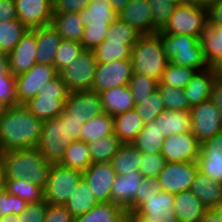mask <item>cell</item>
I'll use <instances>...</instances> for the list:
<instances>
[{"instance_id": "26", "label": "cell", "mask_w": 222, "mask_h": 222, "mask_svg": "<svg viewBox=\"0 0 222 222\" xmlns=\"http://www.w3.org/2000/svg\"><path fill=\"white\" fill-rule=\"evenodd\" d=\"M207 208L189 190L174 195L173 212L179 222H199Z\"/></svg>"}, {"instance_id": "8", "label": "cell", "mask_w": 222, "mask_h": 222, "mask_svg": "<svg viewBox=\"0 0 222 222\" xmlns=\"http://www.w3.org/2000/svg\"><path fill=\"white\" fill-rule=\"evenodd\" d=\"M97 61L92 50H83L59 75L69 92L92 91Z\"/></svg>"}, {"instance_id": "55", "label": "cell", "mask_w": 222, "mask_h": 222, "mask_svg": "<svg viewBox=\"0 0 222 222\" xmlns=\"http://www.w3.org/2000/svg\"><path fill=\"white\" fill-rule=\"evenodd\" d=\"M47 207L45 199L36 203H27L25 210L19 215V222H44Z\"/></svg>"}, {"instance_id": "35", "label": "cell", "mask_w": 222, "mask_h": 222, "mask_svg": "<svg viewBox=\"0 0 222 222\" xmlns=\"http://www.w3.org/2000/svg\"><path fill=\"white\" fill-rule=\"evenodd\" d=\"M52 25L56 28L62 40L81 42L84 25L78 13L53 14Z\"/></svg>"}, {"instance_id": "14", "label": "cell", "mask_w": 222, "mask_h": 222, "mask_svg": "<svg viewBox=\"0 0 222 222\" xmlns=\"http://www.w3.org/2000/svg\"><path fill=\"white\" fill-rule=\"evenodd\" d=\"M201 144L191 131L165 137L161 154L165 162L197 161Z\"/></svg>"}, {"instance_id": "9", "label": "cell", "mask_w": 222, "mask_h": 222, "mask_svg": "<svg viewBox=\"0 0 222 222\" xmlns=\"http://www.w3.org/2000/svg\"><path fill=\"white\" fill-rule=\"evenodd\" d=\"M206 26V8L178 4L167 24L158 34H182L199 37Z\"/></svg>"}, {"instance_id": "1", "label": "cell", "mask_w": 222, "mask_h": 222, "mask_svg": "<svg viewBox=\"0 0 222 222\" xmlns=\"http://www.w3.org/2000/svg\"><path fill=\"white\" fill-rule=\"evenodd\" d=\"M43 123L24 105L9 107L0 118V153L37 147Z\"/></svg>"}, {"instance_id": "30", "label": "cell", "mask_w": 222, "mask_h": 222, "mask_svg": "<svg viewBox=\"0 0 222 222\" xmlns=\"http://www.w3.org/2000/svg\"><path fill=\"white\" fill-rule=\"evenodd\" d=\"M155 121L164 137L191 131V113L187 110L165 109Z\"/></svg>"}, {"instance_id": "13", "label": "cell", "mask_w": 222, "mask_h": 222, "mask_svg": "<svg viewBox=\"0 0 222 222\" xmlns=\"http://www.w3.org/2000/svg\"><path fill=\"white\" fill-rule=\"evenodd\" d=\"M132 74L131 58L110 63H98L92 91L100 93L103 90L128 85Z\"/></svg>"}, {"instance_id": "52", "label": "cell", "mask_w": 222, "mask_h": 222, "mask_svg": "<svg viewBox=\"0 0 222 222\" xmlns=\"http://www.w3.org/2000/svg\"><path fill=\"white\" fill-rule=\"evenodd\" d=\"M0 102L8 107L18 106L16 78L13 74L0 73Z\"/></svg>"}, {"instance_id": "69", "label": "cell", "mask_w": 222, "mask_h": 222, "mask_svg": "<svg viewBox=\"0 0 222 222\" xmlns=\"http://www.w3.org/2000/svg\"><path fill=\"white\" fill-rule=\"evenodd\" d=\"M128 222H147V221H144L140 216H137L135 213H129Z\"/></svg>"}, {"instance_id": "6", "label": "cell", "mask_w": 222, "mask_h": 222, "mask_svg": "<svg viewBox=\"0 0 222 222\" xmlns=\"http://www.w3.org/2000/svg\"><path fill=\"white\" fill-rule=\"evenodd\" d=\"M73 141L69 135L68 118L62 113L56 118L44 121L37 149L50 164L60 163L65 148Z\"/></svg>"}, {"instance_id": "32", "label": "cell", "mask_w": 222, "mask_h": 222, "mask_svg": "<svg viewBox=\"0 0 222 222\" xmlns=\"http://www.w3.org/2000/svg\"><path fill=\"white\" fill-rule=\"evenodd\" d=\"M81 132L80 140L85 143L100 140L102 137L114 134V119L104 112L83 123Z\"/></svg>"}, {"instance_id": "43", "label": "cell", "mask_w": 222, "mask_h": 222, "mask_svg": "<svg viewBox=\"0 0 222 222\" xmlns=\"http://www.w3.org/2000/svg\"><path fill=\"white\" fill-rule=\"evenodd\" d=\"M197 71L193 68L175 65L169 61L158 85H170L174 88L184 89Z\"/></svg>"}, {"instance_id": "56", "label": "cell", "mask_w": 222, "mask_h": 222, "mask_svg": "<svg viewBox=\"0 0 222 222\" xmlns=\"http://www.w3.org/2000/svg\"><path fill=\"white\" fill-rule=\"evenodd\" d=\"M91 0H53V14L79 13Z\"/></svg>"}, {"instance_id": "45", "label": "cell", "mask_w": 222, "mask_h": 222, "mask_svg": "<svg viewBox=\"0 0 222 222\" xmlns=\"http://www.w3.org/2000/svg\"><path fill=\"white\" fill-rule=\"evenodd\" d=\"M143 34L117 17L109 26L105 40L125 41L133 47Z\"/></svg>"}, {"instance_id": "21", "label": "cell", "mask_w": 222, "mask_h": 222, "mask_svg": "<svg viewBox=\"0 0 222 222\" xmlns=\"http://www.w3.org/2000/svg\"><path fill=\"white\" fill-rule=\"evenodd\" d=\"M143 178L144 176L139 171L116 175L111 189V203L131 213V203L135 199Z\"/></svg>"}, {"instance_id": "68", "label": "cell", "mask_w": 222, "mask_h": 222, "mask_svg": "<svg viewBox=\"0 0 222 222\" xmlns=\"http://www.w3.org/2000/svg\"><path fill=\"white\" fill-rule=\"evenodd\" d=\"M0 222H19V215H6L0 217Z\"/></svg>"}, {"instance_id": "64", "label": "cell", "mask_w": 222, "mask_h": 222, "mask_svg": "<svg viewBox=\"0 0 222 222\" xmlns=\"http://www.w3.org/2000/svg\"><path fill=\"white\" fill-rule=\"evenodd\" d=\"M130 0H110L113 10L119 14Z\"/></svg>"}, {"instance_id": "40", "label": "cell", "mask_w": 222, "mask_h": 222, "mask_svg": "<svg viewBox=\"0 0 222 222\" xmlns=\"http://www.w3.org/2000/svg\"><path fill=\"white\" fill-rule=\"evenodd\" d=\"M4 189L9 194L18 196L27 203H36L44 200V189L26 179H5Z\"/></svg>"}, {"instance_id": "37", "label": "cell", "mask_w": 222, "mask_h": 222, "mask_svg": "<svg viewBox=\"0 0 222 222\" xmlns=\"http://www.w3.org/2000/svg\"><path fill=\"white\" fill-rule=\"evenodd\" d=\"M131 49L125 41L104 40L92 52L97 63H110L131 58Z\"/></svg>"}, {"instance_id": "59", "label": "cell", "mask_w": 222, "mask_h": 222, "mask_svg": "<svg viewBox=\"0 0 222 222\" xmlns=\"http://www.w3.org/2000/svg\"><path fill=\"white\" fill-rule=\"evenodd\" d=\"M18 19L14 0H0V22Z\"/></svg>"}, {"instance_id": "65", "label": "cell", "mask_w": 222, "mask_h": 222, "mask_svg": "<svg viewBox=\"0 0 222 222\" xmlns=\"http://www.w3.org/2000/svg\"><path fill=\"white\" fill-rule=\"evenodd\" d=\"M210 67L216 76L222 77V55Z\"/></svg>"}, {"instance_id": "57", "label": "cell", "mask_w": 222, "mask_h": 222, "mask_svg": "<svg viewBox=\"0 0 222 222\" xmlns=\"http://www.w3.org/2000/svg\"><path fill=\"white\" fill-rule=\"evenodd\" d=\"M74 219L65 205L48 204L44 222H74Z\"/></svg>"}, {"instance_id": "2", "label": "cell", "mask_w": 222, "mask_h": 222, "mask_svg": "<svg viewBox=\"0 0 222 222\" xmlns=\"http://www.w3.org/2000/svg\"><path fill=\"white\" fill-rule=\"evenodd\" d=\"M0 156L4 163L6 179H26L45 189L51 164L37 147L6 151L0 153Z\"/></svg>"}, {"instance_id": "49", "label": "cell", "mask_w": 222, "mask_h": 222, "mask_svg": "<svg viewBox=\"0 0 222 222\" xmlns=\"http://www.w3.org/2000/svg\"><path fill=\"white\" fill-rule=\"evenodd\" d=\"M157 89L160 91L164 99L166 109L174 111H190V105L183 89L174 88L170 85H158Z\"/></svg>"}, {"instance_id": "72", "label": "cell", "mask_w": 222, "mask_h": 222, "mask_svg": "<svg viewBox=\"0 0 222 222\" xmlns=\"http://www.w3.org/2000/svg\"><path fill=\"white\" fill-rule=\"evenodd\" d=\"M169 1H173L174 3H177V4H182V0H169Z\"/></svg>"}, {"instance_id": "54", "label": "cell", "mask_w": 222, "mask_h": 222, "mask_svg": "<svg viewBox=\"0 0 222 222\" xmlns=\"http://www.w3.org/2000/svg\"><path fill=\"white\" fill-rule=\"evenodd\" d=\"M165 158L161 153L141 154L139 172L144 176L158 177L165 165Z\"/></svg>"}, {"instance_id": "46", "label": "cell", "mask_w": 222, "mask_h": 222, "mask_svg": "<svg viewBox=\"0 0 222 222\" xmlns=\"http://www.w3.org/2000/svg\"><path fill=\"white\" fill-rule=\"evenodd\" d=\"M135 104L143 102V99L150 97L158 87V81L155 79L133 73L128 83Z\"/></svg>"}, {"instance_id": "51", "label": "cell", "mask_w": 222, "mask_h": 222, "mask_svg": "<svg viewBox=\"0 0 222 222\" xmlns=\"http://www.w3.org/2000/svg\"><path fill=\"white\" fill-rule=\"evenodd\" d=\"M27 202L22 198L9 194L5 189L0 191V217L6 215H20Z\"/></svg>"}, {"instance_id": "48", "label": "cell", "mask_w": 222, "mask_h": 222, "mask_svg": "<svg viewBox=\"0 0 222 222\" xmlns=\"http://www.w3.org/2000/svg\"><path fill=\"white\" fill-rule=\"evenodd\" d=\"M84 48L81 42L73 40H62L56 51L54 67L59 73L63 68L70 64Z\"/></svg>"}, {"instance_id": "50", "label": "cell", "mask_w": 222, "mask_h": 222, "mask_svg": "<svg viewBox=\"0 0 222 222\" xmlns=\"http://www.w3.org/2000/svg\"><path fill=\"white\" fill-rule=\"evenodd\" d=\"M110 25H86L81 40L85 50H93L107 37Z\"/></svg>"}, {"instance_id": "34", "label": "cell", "mask_w": 222, "mask_h": 222, "mask_svg": "<svg viewBox=\"0 0 222 222\" xmlns=\"http://www.w3.org/2000/svg\"><path fill=\"white\" fill-rule=\"evenodd\" d=\"M141 152L131 144H121L116 155L111 159L113 169L117 175L135 173L139 171Z\"/></svg>"}, {"instance_id": "41", "label": "cell", "mask_w": 222, "mask_h": 222, "mask_svg": "<svg viewBox=\"0 0 222 222\" xmlns=\"http://www.w3.org/2000/svg\"><path fill=\"white\" fill-rule=\"evenodd\" d=\"M121 144L115 134L87 143L92 163L110 162L118 152Z\"/></svg>"}, {"instance_id": "53", "label": "cell", "mask_w": 222, "mask_h": 222, "mask_svg": "<svg viewBox=\"0 0 222 222\" xmlns=\"http://www.w3.org/2000/svg\"><path fill=\"white\" fill-rule=\"evenodd\" d=\"M138 189L135 199L131 203V213H135L145 203V198L156 191H161L158 177H144Z\"/></svg>"}, {"instance_id": "20", "label": "cell", "mask_w": 222, "mask_h": 222, "mask_svg": "<svg viewBox=\"0 0 222 222\" xmlns=\"http://www.w3.org/2000/svg\"><path fill=\"white\" fill-rule=\"evenodd\" d=\"M197 164L201 173L222 183V132L201 144Z\"/></svg>"}, {"instance_id": "61", "label": "cell", "mask_w": 222, "mask_h": 222, "mask_svg": "<svg viewBox=\"0 0 222 222\" xmlns=\"http://www.w3.org/2000/svg\"><path fill=\"white\" fill-rule=\"evenodd\" d=\"M82 125L81 119L68 118L69 135L73 140H80Z\"/></svg>"}, {"instance_id": "25", "label": "cell", "mask_w": 222, "mask_h": 222, "mask_svg": "<svg viewBox=\"0 0 222 222\" xmlns=\"http://www.w3.org/2000/svg\"><path fill=\"white\" fill-rule=\"evenodd\" d=\"M104 111L112 117L133 110L135 102L128 85L103 90L99 93Z\"/></svg>"}, {"instance_id": "70", "label": "cell", "mask_w": 222, "mask_h": 222, "mask_svg": "<svg viewBox=\"0 0 222 222\" xmlns=\"http://www.w3.org/2000/svg\"><path fill=\"white\" fill-rule=\"evenodd\" d=\"M214 210L218 213L219 218L222 219V201L214 207Z\"/></svg>"}, {"instance_id": "18", "label": "cell", "mask_w": 222, "mask_h": 222, "mask_svg": "<svg viewBox=\"0 0 222 222\" xmlns=\"http://www.w3.org/2000/svg\"><path fill=\"white\" fill-rule=\"evenodd\" d=\"M19 21L28 29L52 24L53 0H14Z\"/></svg>"}, {"instance_id": "3", "label": "cell", "mask_w": 222, "mask_h": 222, "mask_svg": "<svg viewBox=\"0 0 222 222\" xmlns=\"http://www.w3.org/2000/svg\"><path fill=\"white\" fill-rule=\"evenodd\" d=\"M133 73L160 81L169 59L164 53L161 36L143 34L131 49Z\"/></svg>"}, {"instance_id": "39", "label": "cell", "mask_w": 222, "mask_h": 222, "mask_svg": "<svg viewBox=\"0 0 222 222\" xmlns=\"http://www.w3.org/2000/svg\"><path fill=\"white\" fill-rule=\"evenodd\" d=\"M92 163L87 143L74 140L65 148L60 164L84 172Z\"/></svg>"}, {"instance_id": "38", "label": "cell", "mask_w": 222, "mask_h": 222, "mask_svg": "<svg viewBox=\"0 0 222 222\" xmlns=\"http://www.w3.org/2000/svg\"><path fill=\"white\" fill-rule=\"evenodd\" d=\"M206 61L211 66L222 55V26H209L199 36Z\"/></svg>"}, {"instance_id": "36", "label": "cell", "mask_w": 222, "mask_h": 222, "mask_svg": "<svg viewBox=\"0 0 222 222\" xmlns=\"http://www.w3.org/2000/svg\"><path fill=\"white\" fill-rule=\"evenodd\" d=\"M98 203L92 189L82 178L65 206L74 217H78L90 211Z\"/></svg>"}, {"instance_id": "28", "label": "cell", "mask_w": 222, "mask_h": 222, "mask_svg": "<svg viewBox=\"0 0 222 222\" xmlns=\"http://www.w3.org/2000/svg\"><path fill=\"white\" fill-rule=\"evenodd\" d=\"M114 119V134L122 144H131L137 134L145 126L144 121L135 109L116 115Z\"/></svg>"}, {"instance_id": "63", "label": "cell", "mask_w": 222, "mask_h": 222, "mask_svg": "<svg viewBox=\"0 0 222 222\" xmlns=\"http://www.w3.org/2000/svg\"><path fill=\"white\" fill-rule=\"evenodd\" d=\"M0 73L3 74L10 73L8 53H5L1 50H0Z\"/></svg>"}, {"instance_id": "29", "label": "cell", "mask_w": 222, "mask_h": 222, "mask_svg": "<svg viewBox=\"0 0 222 222\" xmlns=\"http://www.w3.org/2000/svg\"><path fill=\"white\" fill-rule=\"evenodd\" d=\"M129 212L111 202L95 205L87 213L75 217L74 222H128Z\"/></svg>"}, {"instance_id": "19", "label": "cell", "mask_w": 222, "mask_h": 222, "mask_svg": "<svg viewBox=\"0 0 222 222\" xmlns=\"http://www.w3.org/2000/svg\"><path fill=\"white\" fill-rule=\"evenodd\" d=\"M36 28L28 29L19 43L8 53L10 73L14 76L29 71L36 64Z\"/></svg>"}, {"instance_id": "15", "label": "cell", "mask_w": 222, "mask_h": 222, "mask_svg": "<svg viewBox=\"0 0 222 222\" xmlns=\"http://www.w3.org/2000/svg\"><path fill=\"white\" fill-rule=\"evenodd\" d=\"M104 108L99 93L93 91L69 92L62 112L67 118L88 119L103 114Z\"/></svg>"}, {"instance_id": "10", "label": "cell", "mask_w": 222, "mask_h": 222, "mask_svg": "<svg viewBox=\"0 0 222 222\" xmlns=\"http://www.w3.org/2000/svg\"><path fill=\"white\" fill-rule=\"evenodd\" d=\"M190 113L191 132L200 144L222 132V116L211 99L191 107Z\"/></svg>"}, {"instance_id": "44", "label": "cell", "mask_w": 222, "mask_h": 222, "mask_svg": "<svg viewBox=\"0 0 222 222\" xmlns=\"http://www.w3.org/2000/svg\"><path fill=\"white\" fill-rule=\"evenodd\" d=\"M134 109L147 124L162 114L166 107L164 99L157 89L150 97L143 99V102L136 103Z\"/></svg>"}, {"instance_id": "58", "label": "cell", "mask_w": 222, "mask_h": 222, "mask_svg": "<svg viewBox=\"0 0 222 222\" xmlns=\"http://www.w3.org/2000/svg\"><path fill=\"white\" fill-rule=\"evenodd\" d=\"M207 24L209 26H222V0L207 8Z\"/></svg>"}, {"instance_id": "17", "label": "cell", "mask_w": 222, "mask_h": 222, "mask_svg": "<svg viewBox=\"0 0 222 222\" xmlns=\"http://www.w3.org/2000/svg\"><path fill=\"white\" fill-rule=\"evenodd\" d=\"M174 194L156 191L145 198V203L135 212L147 222H179L173 212Z\"/></svg>"}, {"instance_id": "5", "label": "cell", "mask_w": 222, "mask_h": 222, "mask_svg": "<svg viewBox=\"0 0 222 222\" xmlns=\"http://www.w3.org/2000/svg\"><path fill=\"white\" fill-rule=\"evenodd\" d=\"M68 94L64 80L58 74L24 106L37 118L43 121L50 120L62 114Z\"/></svg>"}, {"instance_id": "67", "label": "cell", "mask_w": 222, "mask_h": 222, "mask_svg": "<svg viewBox=\"0 0 222 222\" xmlns=\"http://www.w3.org/2000/svg\"><path fill=\"white\" fill-rule=\"evenodd\" d=\"M183 5H193L205 8V0H182Z\"/></svg>"}, {"instance_id": "24", "label": "cell", "mask_w": 222, "mask_h": 222, "mask_svg": "<svg viewBox=\"0 0 222 222\" xmlns=\"http://www.w3.org/2000/svg\"><path fill=\"white\" fill-rule=\"evenodd\" d=\"M36 38V63L54 66L55 54L62 41L58 31L52 24L37 27Z\"/></svg>"}, {"instance_id": "71", "label": "cell", "mask_w": 222, "mask_h": 222, "mask_svg": "<svg viewBox=\"0 0 222 222\" xmlns=\"http://www.w3.org/2000/svg\"><path fill=\"white\" fill-rule=\"evenodd\" d=\"M8 108L9 107L7 105L0 102V118L3 116V114L7 111Z\"/></svg>"}, {"instance_id": "22", "label": "cell", "mask_w": 222, "mask_h": 222, "mask_svg": "<svg viewBox=\"0 0 222 222\" xmlns=\"http://www.w3.org/2000/svg\"><path fill=\"white\" fill-rule=\"evenodd\" d=\"M148 0H130L118 17L142 34H153V17Z\"/></svg>"}, {"instance_id": "11", "label": "cell", "mask_w": 222, "mask_h": 222, "mask_svg": "<svg viewBox=\"0 0 222 222\" xmlns=\"http://www.w3.org/2000/svg\"><path fill=\"white\" fill-rule=\"evenodd\" d=\"M198 171L197 161L166 162L158 175L161 191L174 195L189 191Z\"/></svg>"}, {"instance_id": "47", "label": "cell", "mask_w": 222, "mask_h": 222, "mask_svg": "<svg viewBox=\"0 0 222 222\" xmlns=\"http://www.w3.org/2000/svg\"><path fill=\"white\" fill-rule=\"evenodd\" d=\"M148 3L152 9L153 34H155L165 27L178 4L169 0H148Z\"/></svg>"}, {"instance_id": "23", "label": "cell", "mask_w": 222, "mask_h": 222, "mask_svg": "<svg viewBox=\"0 0 222 222\" xmlns=\"http://www.w3.org/2000/svg\"><path fill=\"white\" fill-rule=\"evenodd\" d=\"M215 79L216 75L211 67L195 73L183 89L190 107L211 99Z\"/></svg>"}, {"instance_id": "62", "label": "cell", "mask_w": 222, "mask_h": 222, "mask_svg": "<svg viewBox=\"0 0 222 222\" xmlns=\"http://www.w3.org/2000/svg\"><path fill=\"white\" fill-rule=\"evenodd\" d=\"M199 222H222L214 208L207 209Z\"/></svg>"}, {"instance_id": "66", "label": "cell", "mask_w": 222, "mask_h": 222, "mask_svg": "<svg viewBox=\"0 0 222 222\" xmlns=\"http://www.w3.org/2000/svg\"><path fill=\"white\" fill-rule=\"evenodd\" d=\"M5 179H6L5 167L0 156V191L4 189Z\"/></svg>"}, {"instance_id": "27", "label": "cell", "mask_w": 222, "mask_h": 222, "mask_svg": "<svg viewBox=\"0 0 222 222\" xmlns=\"http://www.w3.org/2000/svg\"><path fill=\"white\" fill-rule=\"evenodd\" d=\"M190 191L207 209L214 208L222 201V183L212 180L200 171L194 177Z\"/></svg>"}, {"instance_id": "31", "label": "cell", "mask_w": 222, "mask_h": 222, "mask_svg": "<svg viewBox=\"0 0 222 222\" xmlns=\"http://www.w3.org/2000/svg\"><path fill=\"white\" fill-rule=\"evenodd\" d=\"M78 14L84 27L86 25H110L118 17L110 0H91L88 7Z\"/></svg>"}, {"instance_id": "60", "label": "cell", "mask_w": 222, "mask_h": 222, "mask_svg": "<svg viewBox=\"0 0 222 222\" xmlns=\"http://www.w3.org/2000/svg\"><path fill=\"white\" fill-rule=\"evenodd\" d=\"M211 100L217 105L222 116V77L220 76H216L214 81Z\"/></svg>"}, {"instance_id": "33", "label": "cell", "mask_w": 222, "mask_h": 222, "mask_svg": "<svg viewBox=\"0 0 222 222\" xmlns=\"http://www.w3.org/2000/svg\"><path fill=\"white\" fill-rule=\"evenodd\" d=\"M165 139L156 121L153 120L143 127L132 143L141 153H161L163 140Z\"/></svg>"}, {"instance_id": "42", "label": "cell", "mask_w": 222, "mask_h": 222, "mask_svg": "<svg viewBox=\"0 0 222 222\" xmlns=\"http://www.w3.org/2000/svg\"><path fill=\"white\" fill-rule=\"evenodd\" d=\"M27 30L19 19L0 22V50L10 53Z\"/></svg>"}, {"instance_id": "12", "label": "cell", "mask_w": 222, "mask_h": 222, "mask_svg": "<svg viewBox=\"0 0 222 222\" xmlns=\"http://www.w3.org/2000/svg\"><path fill=\"white\" fill-rule=\"evenodd\" d=\"M58 74L53 65L36 63L29 71L15 76L19 105L34 98Z\"/></svg>"}, {"instance_id": "7", "label": "cell", "mask_w": 222, "mask_h": 222, "mask_svg": "<svg viewBox=\"0 0 222 222\" xmlns=\"http://www.w3.org/2000/svg\"><path fill=\"white\" fill-rule=\"evenodd\" d=\"M81 180V171L60 163L51 164L49 179L44 189L46 203L65 205Z\"/></svg>"}, {"instance_id": "4", "label": "cell", "mask_w": 222, "mask_h": 222, "mask_svg": "<svg viewBox=\"0 0 222 222\" xmlns=\"http://www.w3.org/2000/svg\"><path fill=\"white\" fill-rule=\"evenodd\" d=\"M162 39L164 53L175 65L193 68L198 71L209 68L199 37L182 34H159Z\"/></svg>"}, {"instance_id": "16", "label": "cell", "mask_w": 222, "mask_h": 222, "mask_svg": "<svg viewBox=\"0 0 222 222\" xmlns=\"http://www.w3.org/2000/svg\"><path fill=\"white\" fill-rule=\"evenodd\" d=\"M116 175V171L110 162L91 163L82 172L83 180L92 189L99 203L111 202V189Z\"/></svg>"}]
</instances>
